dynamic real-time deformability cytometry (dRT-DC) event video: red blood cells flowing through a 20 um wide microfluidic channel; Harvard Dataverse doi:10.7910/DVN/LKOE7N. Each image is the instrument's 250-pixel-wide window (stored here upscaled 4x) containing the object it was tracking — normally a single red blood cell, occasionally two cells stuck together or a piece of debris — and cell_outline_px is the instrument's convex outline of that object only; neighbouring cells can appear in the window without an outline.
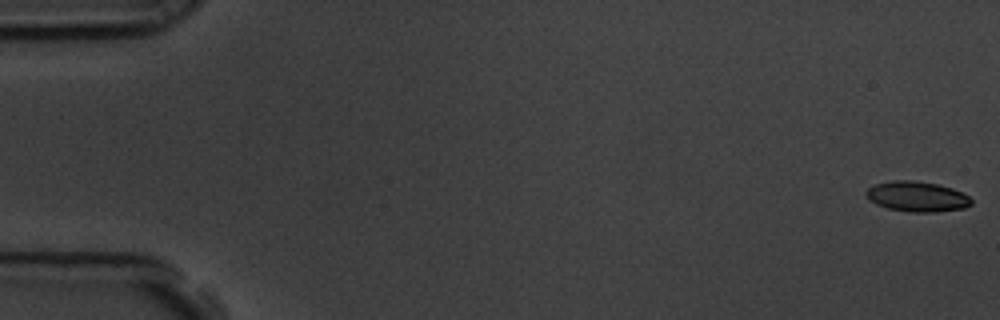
{"species": "common noctule bat (a hibernating species)", "species_latin": "Nyctalus noctula", "temperature_condition": "room temperature", "stored_images_in_passage": 58, "camera_frame_rate_fps": 3000, "um_per_image_px": 0.085, "animal": {"sex": "male", "body_mass_g": 19.5, "forearm_length_mm": 54.6}, "frame": {"image": 1, "passage_image": 1, "time_ms": 0.0, "image_size_px": [1000, 320], "cell_outline_px": [[972, 204], [964, 208], [936, 212], [912, 212], [888, 208], [876, 204], [868, 200], [864, 192], [872, 184], [892, 180], [912, 180], [936, 184], [952, 188], [968, 196], [972, 200]], "centroid_in_image_um": [77.9, 16.7], "position_along_channel_um": 7.1, "area_um2": 18.61}}
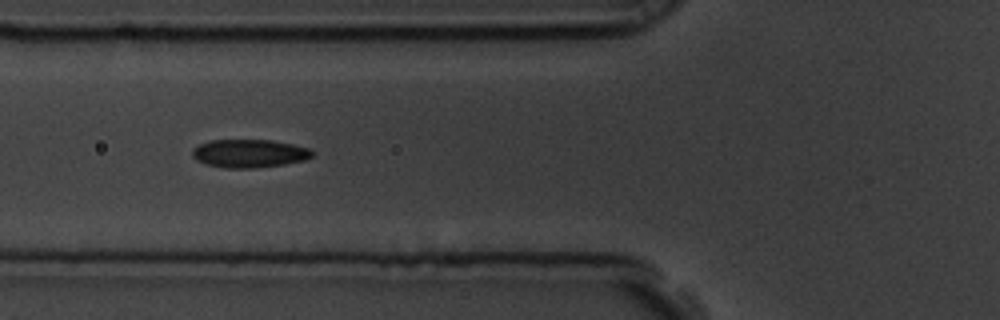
{"frame": {"image": 2, "passage_image": 22, "time_ms": 7.0, "image_size_px": [1000, 320], "cell_outline_px": [[312, 156], [304, 160], [284, 164], [252, 168], [224, 168], [208, 164], [196, 160], [192, 156], [192, 148], [208, 140], [272, 140], [312, 148]], "centroid_in_image_um": [21.18, 13.03], "position_along_channel_um": 104.6, "area_um2": 19.71}}
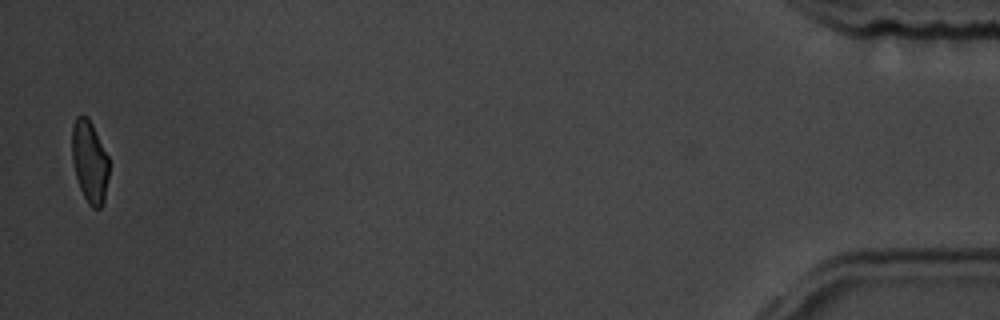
{"frame": {"image": 3, "passage_image": 57, "time_ms": 18.667, "image_size_px": [1000, 320], "cell_outline_px": [[108, 176], [104, 200], [100, 208], [92, 208], [88, 204], [80, 188], [76, 176], [72, 160], [72, 128], [76, 116], [88, 116], [108, 156]], "centroid_in_image_um": [7.61, 13.73], "position_along_channel_um": 427.6, "area_um2": 17.51}, "authors_computed_cell_mechanics": {"area_um2": 19.1318, "velocity_mm_per_s": 3.5575, "shape_relaxation_time_tau1_ms": 5.7726, "shape_relaxation_time_tau2_ms": 2.8771, "deformation_change_tau1": 0.1402, "deformation_change_tau2": 0.0722}}